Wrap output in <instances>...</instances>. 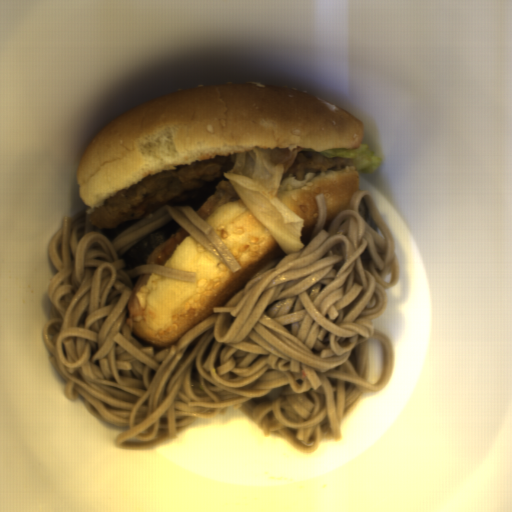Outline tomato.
I'll return each instance as SVG.
<instances>
[{
    "instance_id": "2",
    "label": "tomato",
    "mask_w": 512,
    "mask_h": 512,
    "mask_svg": "<svg viewBox=\"0 0 512 512\" xmlns=\"http://www.w3.org/2000/svg\"><path fill=\"white\" fill-rule=\"evenodd\" d=\"M219 201H220L219 197L212 194L204 203H202L194 211L205 220L212 213V211L216 208Z\"/></svg>"
},
{
    "instance_id": "1",
    "label": "tomato",
    "mask_w": 512,
    "mask_h": 512,
    "mask_svg": "<svg viewBox=\"0 0 512 512\" xmlns=\"http://www.w3.org/2000/svg\"><path fill=\"white\" fill-rule=\"evenodd\" d=\"M190 235L180 224L173 235L154 250L143 265H163L182 241Z\"/></svg>"
}]
</instances>
